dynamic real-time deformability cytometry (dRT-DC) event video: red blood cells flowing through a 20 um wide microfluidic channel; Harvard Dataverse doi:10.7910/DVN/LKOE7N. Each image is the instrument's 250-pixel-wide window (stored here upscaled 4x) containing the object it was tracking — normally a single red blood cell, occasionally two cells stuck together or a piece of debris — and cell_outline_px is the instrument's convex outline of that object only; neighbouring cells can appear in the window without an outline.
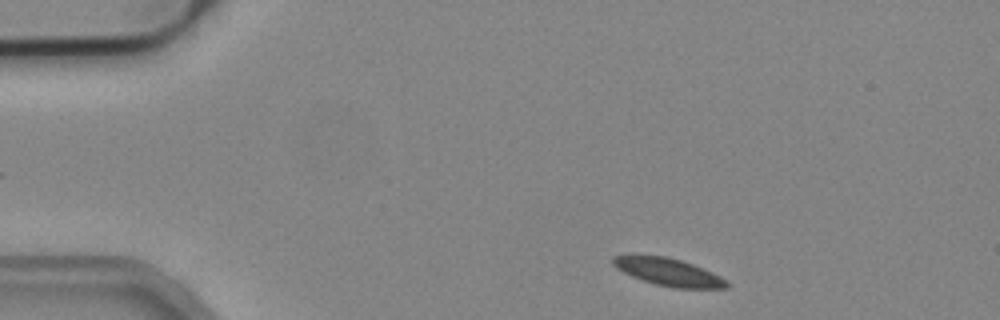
{"species": "common noctule bat (a hibernating species)", "species_latin": "Nyctalus noctula", "temperature_condition": "cold", "stored_images_in_passage": 3, "camera_frame_rate_fps": 3000, "um_per_image_px": 0.085, "animal": {"sex": "male", "body_mass_g": 19.2, "forearm_length_mm": 51.8}, "frame": {"image": 1, "passage_image": 1, "time_ms": 0.0, "image_size_px": [1000, 320], "cell_outline_px": [[728, 288], [672, 288], [656, 284], [632, 276], [616, 268], [612, 264], [612, 256], [668, 256], [692, 264], [712, 272], [720, 276], [728, 284]], "centroid_in_image_um": [56.82, 23.13], "position_along_channel_um": 28.2, "area_um2": 17.86}}
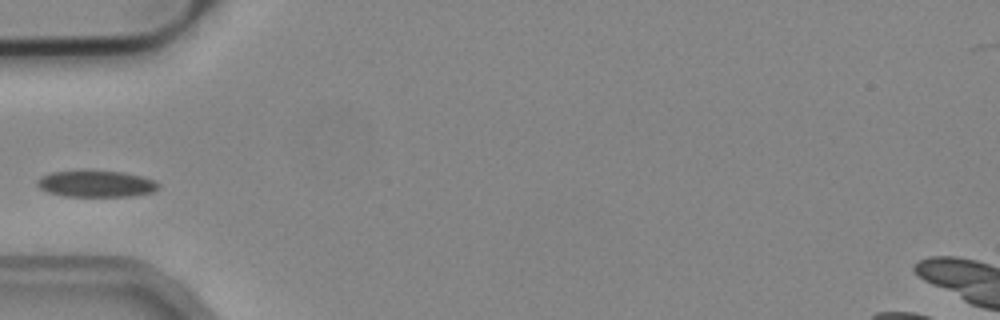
{"frame": {"image": 2, "passage_image": 3, "time_ms": 0.667, "image_size_px": [1000, 320], "cell_outline_px": [[160, 184], [152, 192], [132, 196], [64, 196], [48, 192], [40, 188], [36, 184], [36, 180], [40, 176], [52, 172], [124, 172], [140, 176], [152, 180]], "centroid_in_image_um": [8.13, 15.64], "position_along_channel_um": 76.9, "area_um2": 18.21}}